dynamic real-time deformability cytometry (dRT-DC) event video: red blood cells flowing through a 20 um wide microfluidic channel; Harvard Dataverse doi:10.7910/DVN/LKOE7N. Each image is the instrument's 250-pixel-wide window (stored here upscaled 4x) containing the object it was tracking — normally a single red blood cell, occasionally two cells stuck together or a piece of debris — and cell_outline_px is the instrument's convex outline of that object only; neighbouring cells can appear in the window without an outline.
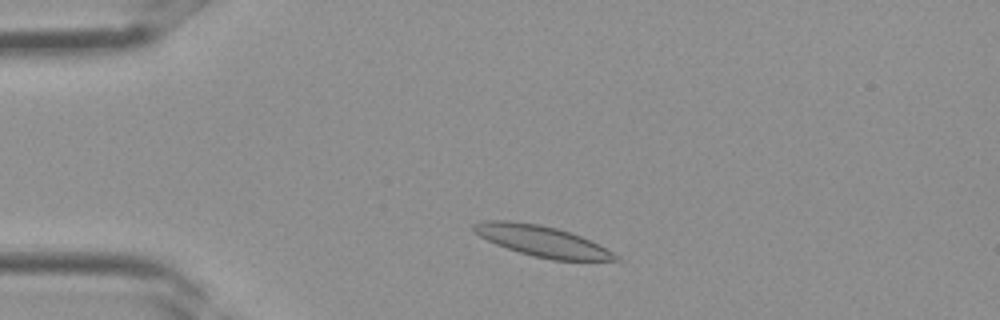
{"species": "Egyptian fruit bat (a non-hibernating species)", "species_latin": "Rousettus aegyptiacus", "temperature_condition": "room temperature", "stored_images_in_passage": 2, "camera_frame_rate_fps": 3000, "um_per_image_px": 0.085, "frame": {"image": 1, "passage_image": 2, "time_ms": 0.333, "image_size_px": [1000, 320], "cell_outline_px": [[624, 260], [552, 260], [520, 252], [496, 244], [472, 232], [472, 224], [484, 220], [508, 220], [540, 224], [556, 228], [580, 236], [620, 256]], "centroid_in_image_um": [46.02, 20.48], "position_along_channel_um": 39.0, "area_um2": 25.09}}